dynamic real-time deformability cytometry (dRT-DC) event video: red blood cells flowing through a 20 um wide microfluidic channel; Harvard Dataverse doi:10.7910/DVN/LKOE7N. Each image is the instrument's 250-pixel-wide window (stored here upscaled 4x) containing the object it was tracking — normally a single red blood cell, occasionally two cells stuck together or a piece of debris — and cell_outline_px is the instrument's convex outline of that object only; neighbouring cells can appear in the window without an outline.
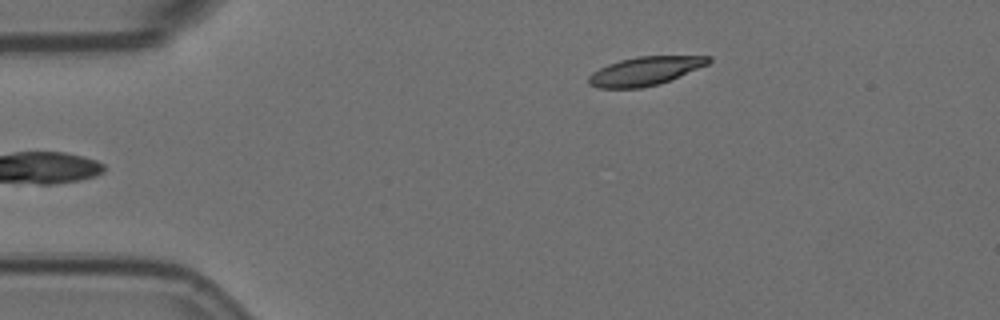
{"species": "Egyptian fruit bat (a non-hibernating species)", "species_latin": "Rousettus aegyptiacus", "temperature_condition": "room temperature", "stored_images_in_passage": 4, "camera_frame_rate_fps": 3000, "um_per_image_px": 0.085, "animal": {"sex": "female"}, "frame": {"image": 1, "passage_image": 4, "time_ms": 1.0, "image_size_px": [1000, 320], "cell_outline_px": [[712, 60], [708, 64], [660, 84], [640, 88], [596, 88], [588, 84], [588, 76], [592, 72], [608, 64], [620, 60], [636, 56], [712, 56]], "centroid_in_image_um": [54.8, 6.04], "position_along_channel_um": 30.2, "area_um2": 20.0}}